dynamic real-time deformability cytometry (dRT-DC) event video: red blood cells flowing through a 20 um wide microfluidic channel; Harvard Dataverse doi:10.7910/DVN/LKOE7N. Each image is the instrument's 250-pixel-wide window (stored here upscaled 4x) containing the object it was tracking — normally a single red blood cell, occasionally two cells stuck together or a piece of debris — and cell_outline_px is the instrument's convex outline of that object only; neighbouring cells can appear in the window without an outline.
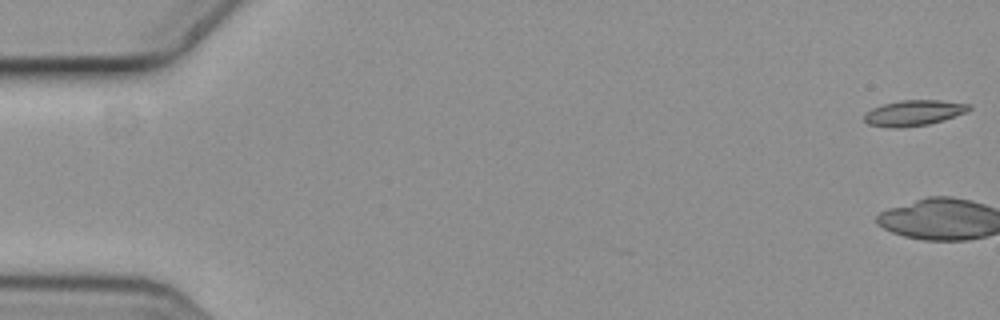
{"species": "common noctule bat (a hibernating species)", "species_latin": "Nyctalus noctula", "temperature_condition": "cold", "stored_images_in_passage": 5, "camera_frame_rate_fps": 3000, "um_per_image_px": 0.085, "animal": {"sex": "female", "body_mass_g": 19.3, "forearm_length_mm": 54.1}, "frame": {"image": 1, "passage_image": 1, "time_ms": 0.0, "image_size_px": [1000, 320], "cell_outline_px": [[972, 108], [968, 112], [944, 120], [928, 124], [904, 128], [888, 128], [868, 124], [864, 120], [864, 112], [872, 108], [884, 104], [900, 100], [940, 100], [972, 104]], "centroid_in_image_um": [77.69, 9.6], "position_along_channel_um": 7.3, "area_um2": 15.95}}